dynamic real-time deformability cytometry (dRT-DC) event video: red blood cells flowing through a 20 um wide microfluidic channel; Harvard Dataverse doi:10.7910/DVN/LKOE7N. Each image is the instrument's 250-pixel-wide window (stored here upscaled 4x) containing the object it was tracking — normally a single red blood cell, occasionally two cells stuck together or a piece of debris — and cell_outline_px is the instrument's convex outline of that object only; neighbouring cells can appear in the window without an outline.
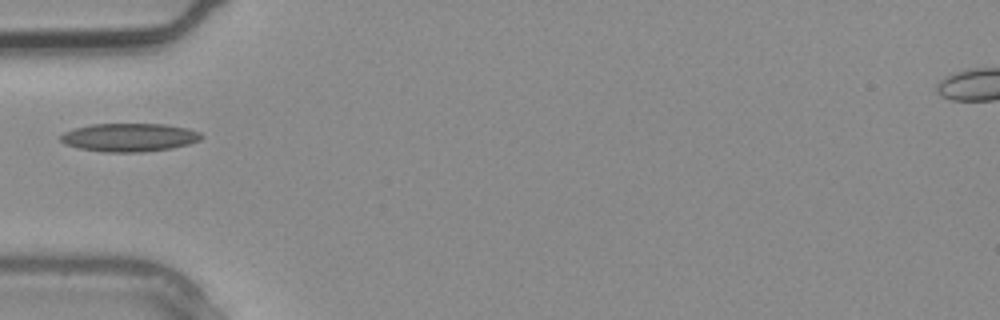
{"species": "common noctule bat (a hibernating species)", "species_latin": "Nyctalus noctula", "temperature_condition": "warm", "stored_images_in_passage": 4, "camera_frame_rate_fps": 3000, "um_per_image_px": 0.085, "animal": {"sex": "male", "body_mass_g": 20.4}, "frame": {"image": 1, "passage_image": 4, "time_ms": 1.0, "image_size_px": [1000, 320], "cell_outline_px": [[204, 136], [200, 140], [188, 144], [172, 148], [144, 152], [100, 152], [80, 148], [64, 144], [60, 140], [60, 136], [64, 132], [76, 128], [92, 124], [164, 124], [188, 128], [200, 132]], "centroid_in_image_um": [11.01, 11.68], "position_along_channel_um": 74.0, "area_um2": 23.29}}